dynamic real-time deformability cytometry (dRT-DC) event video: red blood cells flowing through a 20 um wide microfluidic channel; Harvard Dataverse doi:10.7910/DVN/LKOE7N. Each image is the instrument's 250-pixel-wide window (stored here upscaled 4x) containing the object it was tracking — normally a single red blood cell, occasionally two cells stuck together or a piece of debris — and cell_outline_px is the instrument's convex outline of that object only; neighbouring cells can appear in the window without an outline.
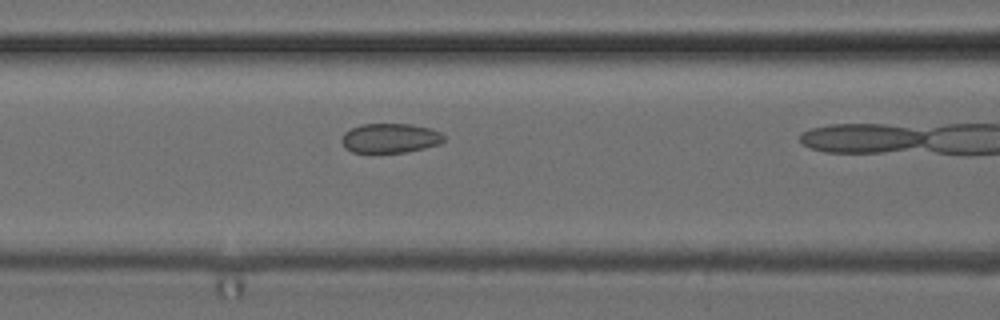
{"species": "common noctule bat (a hibernating species)", "species_latin": "Nyctalus noctula", "temperature_condition": "cold", "stored_images_in_passage": 31, "camera_frame_rate_fps": 3000, "um_per_image_px": 0.085, "animal": {"sex": "female", "body_mass_g": 24.6, "forearm_length_mm": 56.2}, "frame": {"image": 1, "passage_image": 30, "time_ms": 9.667, "image_size_px": [1000, 320], "cell_outline_px": [[444, 140], [440, 144], [424, 148], [404, 152], [352, 152], [344, 148], [340, 140], [344, 132], [360, 124], [412, 124], [432, 128], [440, 132], [444, 136]], "centroid_in_image_um": [33.15, 11.73], "position_along_channel_um": 133.5, "area_um2": 17.69}}